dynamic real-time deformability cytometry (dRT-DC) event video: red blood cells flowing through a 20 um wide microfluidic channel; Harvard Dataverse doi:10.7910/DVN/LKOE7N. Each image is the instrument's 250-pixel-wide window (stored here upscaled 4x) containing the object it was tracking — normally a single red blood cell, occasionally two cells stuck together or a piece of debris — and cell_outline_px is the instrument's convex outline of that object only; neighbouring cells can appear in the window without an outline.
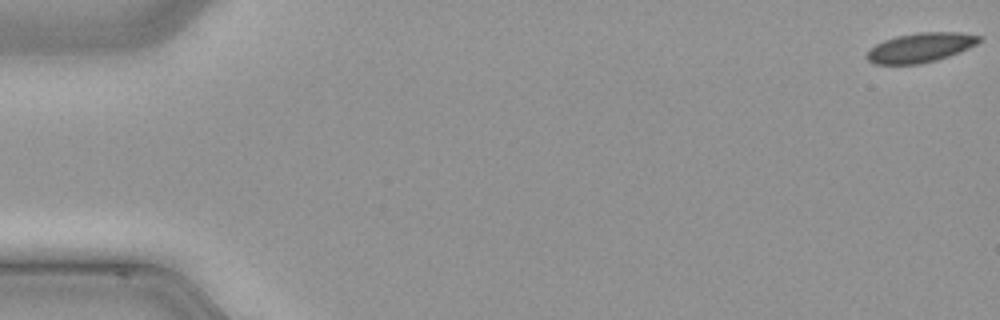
{"species": "common noctule bat (a hibernating species)", "species_latin": "Nyctalus noctula", "temperature_condition": "cold", "stored_images_in_passage": 4, "camera_frame_rate_fps": 3000, "um_per_image_px": 0.085, "animal": {"sex": "male", "body_mass_g": 21.5, "forearm_length_mm": 52.0}, "frame": {"image": 1, "passage_image": 1, "time_ms": 0.0, "image_size_px": [1000, 320], "cell_outline_px": [[984, 40], [960, 52], [936, 60], [920, 64], [872, 64], [864, 56], [876, 44], [884, 40], [896, 36], [916, 32], [960, 32], [984, 36]], "centroid_in_image_um": [78.27, 4.03], "position_along_channel_um": 6.7, "area_um2": 19.48}}